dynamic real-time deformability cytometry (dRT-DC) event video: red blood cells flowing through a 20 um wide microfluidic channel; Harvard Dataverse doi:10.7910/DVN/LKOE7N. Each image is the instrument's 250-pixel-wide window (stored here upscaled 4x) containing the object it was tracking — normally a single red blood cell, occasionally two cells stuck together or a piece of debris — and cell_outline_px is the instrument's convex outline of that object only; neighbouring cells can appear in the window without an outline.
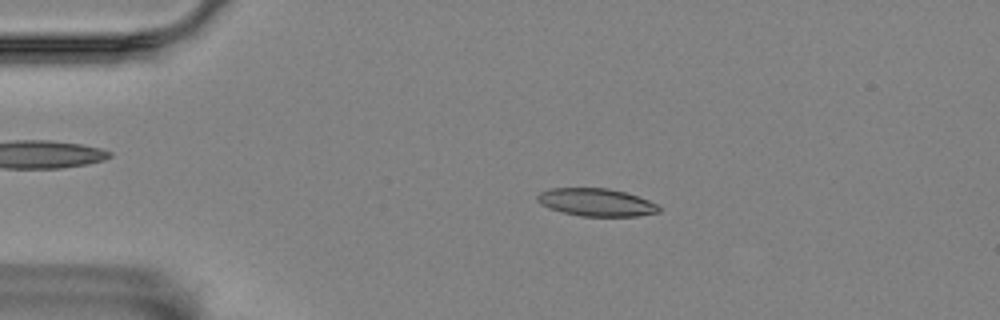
{"species": "Egyptian fruit bat (a non-hibernating species)", "species_latin": "Rousettus aegyptiacus", "temperature_condition": "room temperature", "stored_images_in_passage": 51, "camera_frame_rate_fps": 3000, "um_per_image_px": 0.085, "animal": {"sex": "female"}, "frame": {"image": 1, "passage_image": 6, "time_ms": 1.667, "image_size_px": [1000, 320], "cell_outline_px": [[660, 212], [636, 216], [580, 216], [548, 208], [540, 204], [536, 200], [536, 196], [540, 192], [552, 188], [608, 188], [624, 192], [648, 200], [656, 204], [660, 208]], "centroid_in_image_um": [50.65, 17.2], "position_along_channel_um": 34.4, "area_um2": 19.54}}
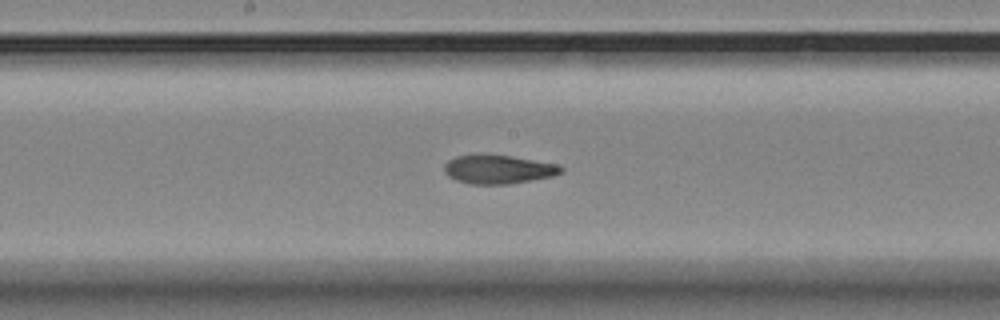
{"frame": {"image": 2, "passage_image": 24, "time_ms": 7.667, "image_size_px": [1000, 320], "cell_outline_px": [[564, 172], [552, 176], [508, 184], [472, 184], [456, 180], [448, 176], [444, 172], [444, 164], [448, 160], [456, 156], [480, 152], [484, 152], [512, 156], [560, 164], [564, 168]], "centroid_in_image_um": [42.34, 14.35], "position_along_channel_um": 205.9, "area_um2": 20.17}}
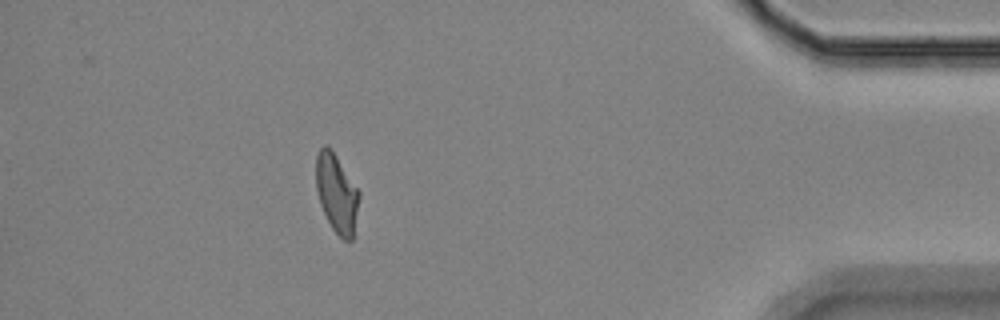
{"frame": {"image": 3, "passage_image": 45, "time_ms": 14.667, "image_size_px": [1000, 320], "cell_outline_px": [[360, 196], [352, 240], [344, 240], [332, 228], [320, 204], [316, 188], [316, 156], [320, 148], [324, 144], [328, 144], [360, 192]], "centroid_in_image_um": [28.61, 16.4], "position_along_channel_um": 406.6, "area_um2": 19.54}, "authors_computed_cell_mechanics": {"area_um2": 19.8254, "velocity_mm_per_s": 3.5311, "shape_relaxation_time_tau1_ms": null, "shape_relaxation_time_tau2_ms": 2.9291, "deformation_change_tau1": null, "deformation_change_tau2": 0.0999}}